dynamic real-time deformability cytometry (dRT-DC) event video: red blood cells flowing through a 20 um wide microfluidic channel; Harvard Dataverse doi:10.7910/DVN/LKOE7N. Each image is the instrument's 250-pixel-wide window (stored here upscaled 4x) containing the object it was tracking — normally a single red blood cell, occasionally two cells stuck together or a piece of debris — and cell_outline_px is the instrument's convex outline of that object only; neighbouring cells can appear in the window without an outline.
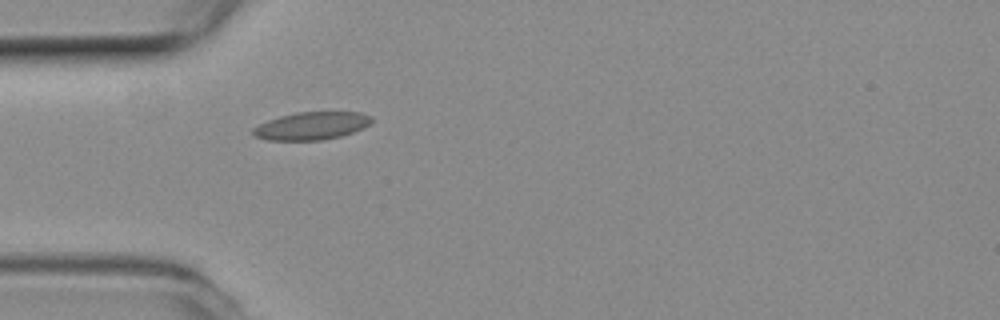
{"species": "common noctule bat (a hibernating species)", "species_latin": "Nyctalus noctula", "temperature_condition": "room temperature", "stored_images_in_passage": 1, "camera_frame_rate_fps": 3000, "um_per_image_px": 0.085, "animal": {"sex": "female", "body_mass_g": 19.3, "forearm_length_mm": 54.1}, "frame": {"image": 1, "passage_image": 1, "time_ms": 0.0, "image_size_px": [1000, 320], "cell_outline_px": [[372, 120], [364, 128], [340, 136], [320, 140], [268, 140], [256, 136], [252, 132], [252, 128], [268, 120], [280, 116], [296, 112], [360, 112], [372, 116]], "centroid_in_image_um": [26.49, 10.69], "position_along_channel_um": 58.5, "area_um2": 19.02}}